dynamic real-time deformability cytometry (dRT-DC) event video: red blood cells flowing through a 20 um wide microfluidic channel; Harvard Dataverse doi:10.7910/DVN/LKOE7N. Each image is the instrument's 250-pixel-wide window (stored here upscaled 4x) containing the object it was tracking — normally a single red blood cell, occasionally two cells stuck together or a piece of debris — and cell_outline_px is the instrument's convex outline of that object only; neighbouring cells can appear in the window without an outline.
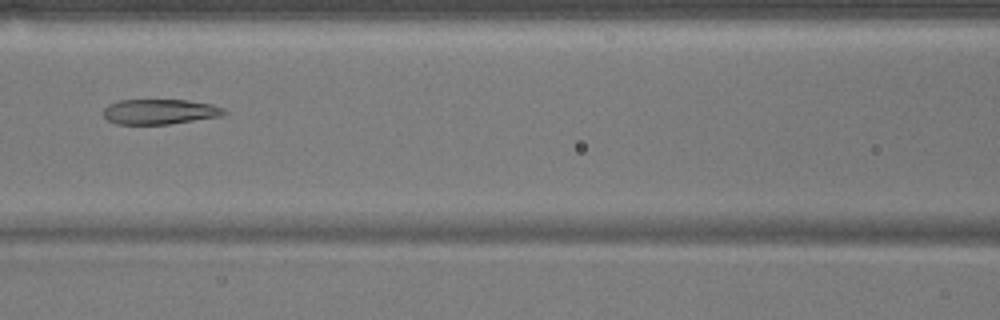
{"species": "common noctule bat (a hibernating species)", "species_latin": "Nyctalus noctula", "temperature_condition": "warm", "stored_images_in_passage": 52, "camera_frame_rate_fps": 3000, "um_per_image_px": 0.085, "animal": {"sex": "male", "body_mass_g": 17.9}, "frame": {"image": 1, "passage_image": 23, "time_ms": 7.333, "image_size_px": [1000, 320], "cell_outline_px": [[228, 112], [220, 116], [168, 124], [116, 124], [108, 120], [104, 116], [104, 108], [108, 104], [120, 100], [188, 100], [212, 104], [224, 108]], "centroid_in_image_um": [13.58, 9.49], "position_along_channel_um": 153.0, "area_um2": 17.63}}
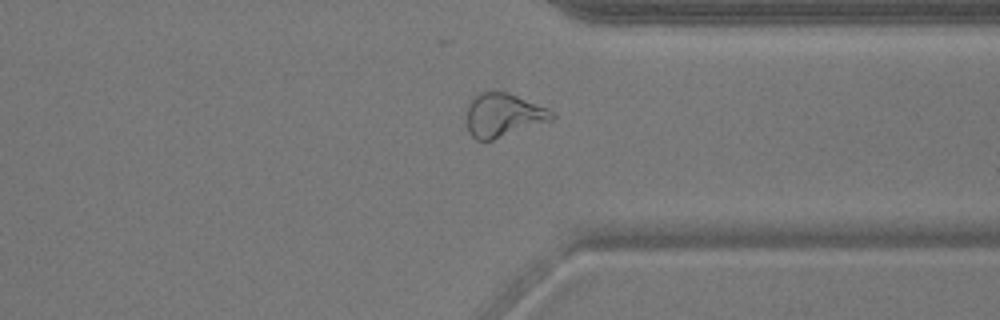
{"frame": {"image": 2, "passage_image": 40, "time_ms": 13.0, "image_size_px": [1000, 320], "cell_outline_px": [[556, 116], [552, 120], [492, 140], [476, 140], [468, 132], [464, 120], [468, 104], [472, 96], [484, 92], [508, 92], [548, 108]], "centroid_in_image_um": [42.72, 9.78], "position_along_channel_um": 368.7, "area_um2": 21.85}}
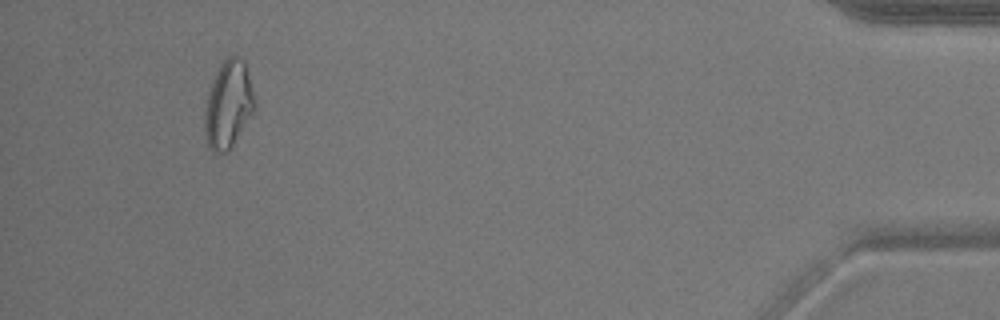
{"frame": {"image": 3, "passage_image": 49, "time_ms": 16.0, "image_size_px": [1000, 320], "cell_outline_px": [[256, 108], [228, 152], [220, 156], [212, 152], [208, 144], [204, 128], [204, 108], [208, 92], [216, 72], [220, 64], [228, 56], [236, 56], [244, 60], [256, 104]], "centroid_in_image_um": [19.39, 8.93], "position_along_channel_um": 415.8, "area_um2": 25.55}, "authors_computed_cell_mechanics": {"area_um2": 22.8888, "velocity_mm_per_s": 3.8372, "shape_relaxation_time_tau1_ms": null, "shape_relaxation_time_tau2_ms": 2.5256, "deformation_change_tau1": null, "deformation_change_tau2": 0.0936}}